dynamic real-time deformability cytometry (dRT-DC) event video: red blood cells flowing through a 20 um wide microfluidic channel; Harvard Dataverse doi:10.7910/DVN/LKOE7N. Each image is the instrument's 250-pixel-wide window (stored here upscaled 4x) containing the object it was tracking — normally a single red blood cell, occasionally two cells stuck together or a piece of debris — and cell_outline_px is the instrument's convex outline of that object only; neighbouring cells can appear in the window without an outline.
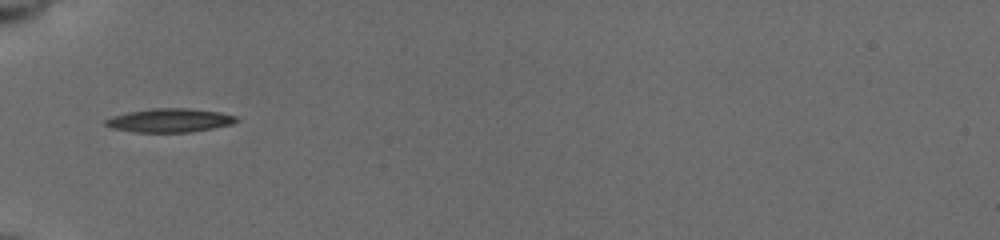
{"species": "common noctule bat (a hibernating species)", "species_latin": "Nyctalus noctula", "temperature_condition": "cold", "stored_images_in_passage": 36, "camera_frame_rate_fps": 3000, "um_per_image_px": 0.085, "animal": {"sex": "female", "body_mass_g": 19.5, "forearm_length_mm": 54.1}, "frame": {"image": 1, "passage_image": 1, "time_ms": 0.0, "image_size_px": [1000, 240], "cell_outline_px": [[240, 120], [232, 124], [212, 128], [188, 132], [136, 132], [112, 128], [104, 124], [104, 120], [112, 116], [128, 112], [152, 108], [188, 108], [220, 112], [236, 116]], "centroid_in_image_um": [14.42, 10.22], "position_along_channel_um": 70.6, "area_um2": 18.03}}
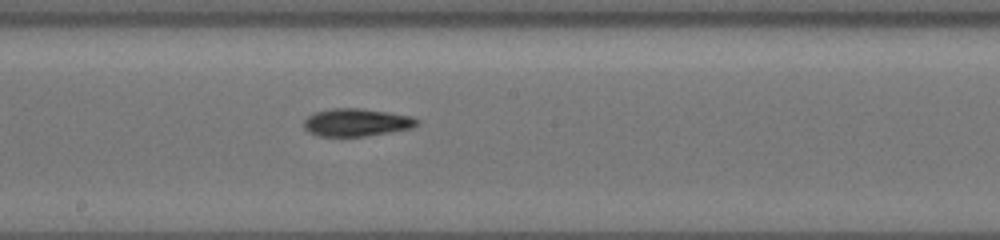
{"frame": {"image": 2, "passage_image": 13, "time_ms": 4.0, "image_size_px": [1000, 240], "cell_outline_px": [[420, 120], [412, 128], [364, 136], [320, 136], [308, 132], [304, 128], [304, 120], [312, 112], [328, 108], [360, 108], [388, 112], [412, 116]], "centroid_in_image_um": [30.26, 10.39], "position_along_channel_um": 217.9, "area_um2": 18.32}}
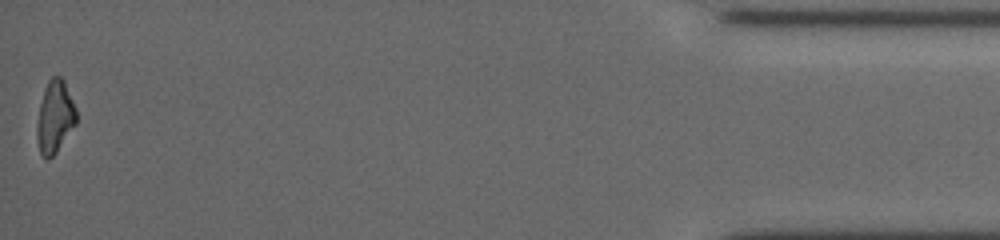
{"frame": {"image": 3, "passage_image": 36, "time_ms": 11.667, "image_size_px": [1000, 240], "cell_outline_px": [[76, 124], [56, 152], [48, 160], [40, 152], [36, 136], [36, 128], [40, 104], [44, 88], [48, 80], [52, 76], [60, 76], [64, 80], [76, 108]], "centroid_in_image_um": [4.66, 9.91], "position_along_channel_um": 430.5, "area_um2": 16.53}, "authors_computed_cell_mechanics": {"area_um2": 17.5712, "velocity_mm_per_s": 3.7812, "shape_relaxation_time_tau1_ms": 7.2811, "shape_relaxation_time_tau2_ms": 4.2139, "deformation_change_tau1": 0.1936, "deformation_change_tau2": 0.1136}}